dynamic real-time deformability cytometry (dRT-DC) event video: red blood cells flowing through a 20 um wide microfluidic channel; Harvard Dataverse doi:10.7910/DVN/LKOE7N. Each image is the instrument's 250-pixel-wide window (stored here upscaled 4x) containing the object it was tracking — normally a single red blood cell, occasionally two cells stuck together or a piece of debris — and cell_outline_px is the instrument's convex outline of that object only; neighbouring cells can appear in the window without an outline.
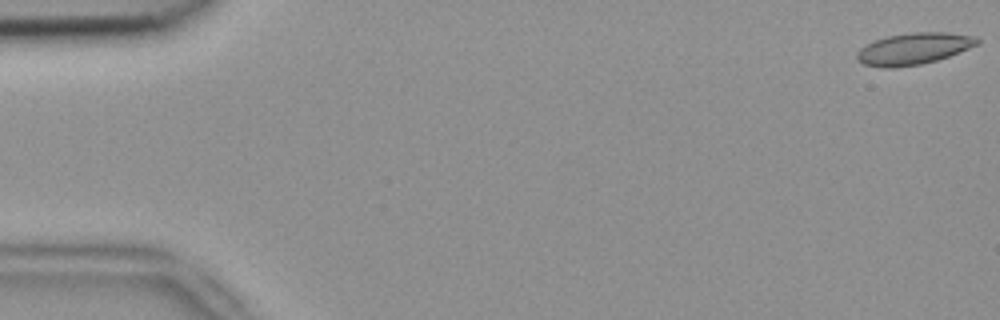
{"species": "common noctule bat (a hibernating species)", "species_latin": "Nyctalus noctula", "temperature_condition": "room temperature", "stored_images_in_passage": 5, "camera_frame_rate_fps": 3000, "um_per_image_px": 0.085, "animal": {"sex": "female", "body_mass_g": 18.4}, "frame": {"image": 1, "passage_image": 1, "time_ms": 0.0, "image_size_px": [1000, 320], "cell_outline_px": [[980, 44], [948, 56], [936, 60], [920, 64], [896, 68], [884, 68], [864, 64], [856, 56], [856, 52], [860, 48], [876, 40], [888, 36], [912, 32], [948, 32], [972, 36], [980, 40]], "centroid_in_image_um": [77.67, 4.14], "position_along_channel_um": 7.3, "area_um2": 21.96}}